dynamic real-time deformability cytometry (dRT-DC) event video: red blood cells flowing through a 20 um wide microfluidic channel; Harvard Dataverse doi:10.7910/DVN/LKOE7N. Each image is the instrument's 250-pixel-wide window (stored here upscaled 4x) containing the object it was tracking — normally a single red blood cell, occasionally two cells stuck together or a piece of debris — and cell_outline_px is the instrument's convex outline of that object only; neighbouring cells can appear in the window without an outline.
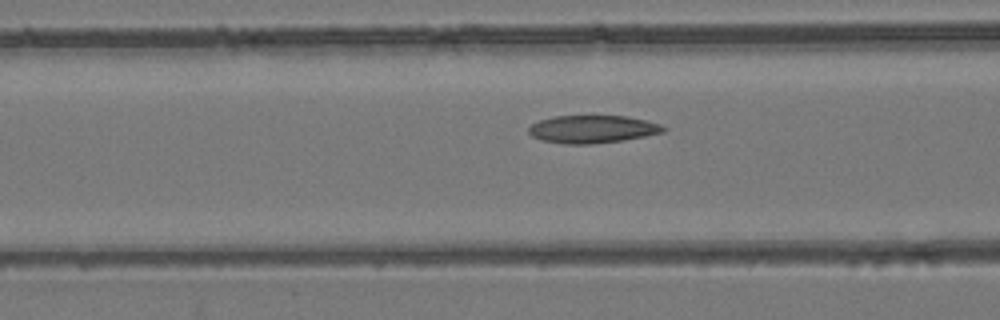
{"species": "common noctule bat (a hibernating species)", "species_latin": "Nyctalus noctula", "temperature_condition": "room temperature", "stored_images_in_passage": 51, "camera_frame_rate_fps": 3000, "um_per_image_px": 0.085, "animal": {"sex": "female", "body_mass_g": 24.6, "forearm_length_mm": 56.2}, "frame": {"image": 1, "passage_image": 19, "time_ms": 6.0, "image_size_px": [1000, 320], "cell_outline_px": [[668, 128], [664, 132], [624, 140], [588, 144], [564, 144], [540, 140], [532, 136], [528, 132], [528, 128], [532, 124], [540, 120], [552, 116], [628, 116], [660, 124]], "centroid_in_image_um": [50.34, 10.98], "position_along_channel_um": 116.3, "area_um2": 21.79}}
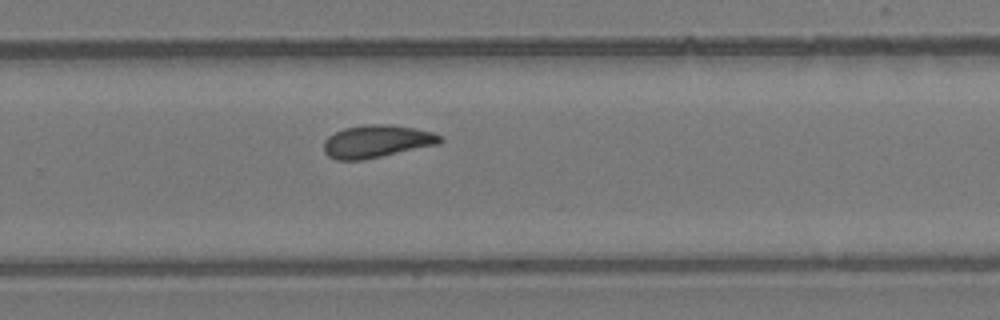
{"frame": {"image": 2, "passage_image": 33, "time_ms": 10.667, "image_size_px": [1000, 320], "cell_outline_px": [[444, 140], [440, 144], [364, 160], [336, 160], [328, 156], [324, 152], [324, 140], [328, 136], [344, 128], [364, 124], [392, 124], [432, 132], [440, 136]], "centroid_in_image_um": [32.01, 12.02], "position_along_channel_um": 297.8, "area_um2": 22.25}}
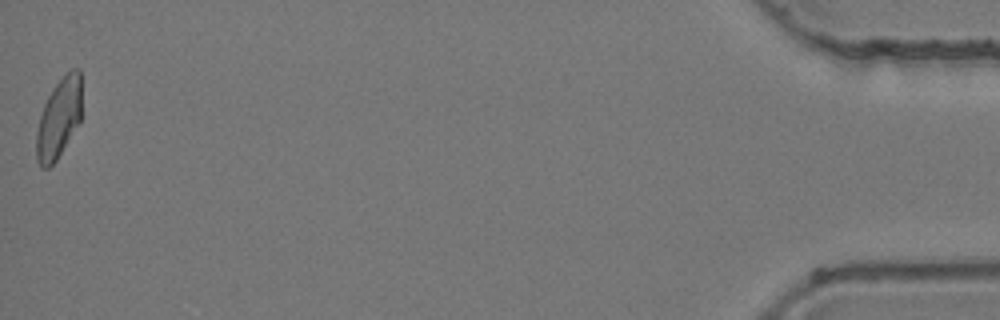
{"frame": {"image": 3, "passage_image": 51, "time_ms": 16.667, "image_size_px": [1000, 320], "cell_outline_px": [[80, 124], [56, 160], [48, 168], [40, 168], [36, 160], [36, 132], [40, 116], [44, 104], [52, 88], [72, 68], [80, 68]], "centroid_in_image_um": [4.99, 10.1], "position_along_channel_um": 430.2, "area_um2": 21.04}, "authors_computed_cell_mechanics": {"area_um2": 21.8484, "velocity_mm_per_s": 3.8969, "shape_relaxation_time_tau1_ms": null, "shape_relaxation_time_tau2_ms": 5.2242, "deformation_change_tau1": null, "deformation_change_tau2": 0.1151}}